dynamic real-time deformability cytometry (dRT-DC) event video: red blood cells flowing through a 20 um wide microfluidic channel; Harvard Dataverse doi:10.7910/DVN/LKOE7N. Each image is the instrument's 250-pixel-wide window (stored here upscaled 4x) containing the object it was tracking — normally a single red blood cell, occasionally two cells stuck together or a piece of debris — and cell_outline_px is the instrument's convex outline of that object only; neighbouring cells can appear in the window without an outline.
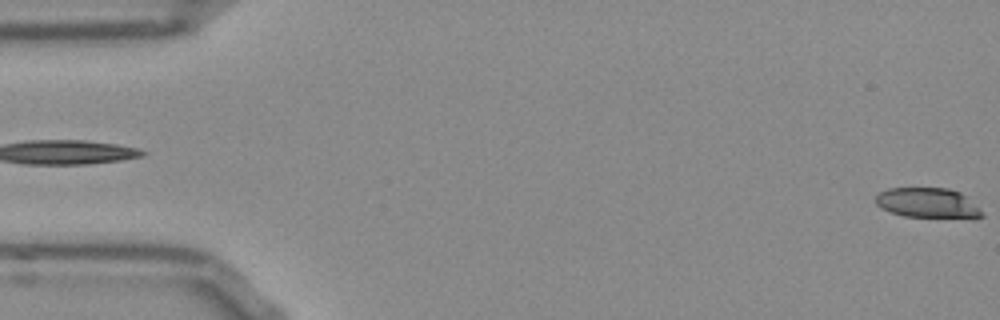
{"species": "Egyptian fruit bat (a non-hibernating species)", "species_latin": "Rousettus aegyptiacus", "temperature_condition": "room temperature", "stored_images_in_passage": 53, "camera_frame_rate_fps": 3000, "um_per_image_px": 0.085, "frame": {"image": 1, "passage_image": 1, "time_ms": 0.0, "image_size_px": [1000, 320], "cell_outline_px": [[984, 216], [972, 220], [904, 216], [880, 208], [876, 204], [876, 196], [880, 192], [888, 188], [948, 188], [960, 192], [980, 208], [984, 212]], "centroid_in_image_um": [78.94, 17.29], "position_along_channel_um": 6.1, "area_um2": 19.19}}
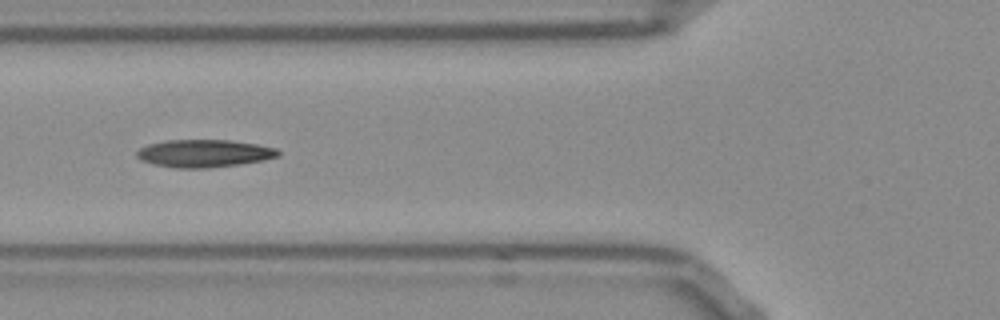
{"frame": {"image": 2, "passage_image": 20, "time_ms": 6.333, "image_size_px": [1000, 320], "cell_outline_px": [[280, 156], [264, 160], [240, 164], [208, 168], [176, 168], [152, 164], [140, 160], [136, 156], [136, 152], [140, 148], [148, 144], [164, 140], [232, 140], [256, 144], [276, 148], [280, 152]], "centroid_in_image_um": [17.34, 13.04], "position_along_channel_um": 108.5, "area_um2": 22.95}}
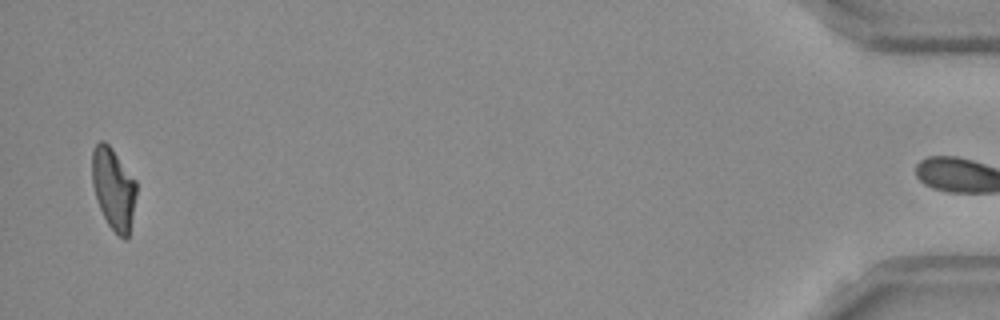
{"frame": {"image": 3, "passage_image": 52, "time_ms": 17.0, "image_size_px": [1000, 320], "cell_outline_px": [[136, 196], [128, 236], [124, 240], [108, 224], [100, 208], [92, 184], [92, 152], [96, 144], [100, 140], [104, 140], [112, 148], [136, 180]], "centroid_in_image_um": [9.64, 15.99], "position_along_channel_um": 425.6, "area_um2": 20.81}, "authors_computed_cell_mechanics": {"area_um2": 21.7906, "velocity_mm_per_s": 3.8497, "shape_relaxation_time_tau1_ms": 8.0495, "shape_relaxation_time_tau2_ms": 4.6334, "deformation_change_tau1": 0.2238, "deformation_change_tau2": 0.1372}}